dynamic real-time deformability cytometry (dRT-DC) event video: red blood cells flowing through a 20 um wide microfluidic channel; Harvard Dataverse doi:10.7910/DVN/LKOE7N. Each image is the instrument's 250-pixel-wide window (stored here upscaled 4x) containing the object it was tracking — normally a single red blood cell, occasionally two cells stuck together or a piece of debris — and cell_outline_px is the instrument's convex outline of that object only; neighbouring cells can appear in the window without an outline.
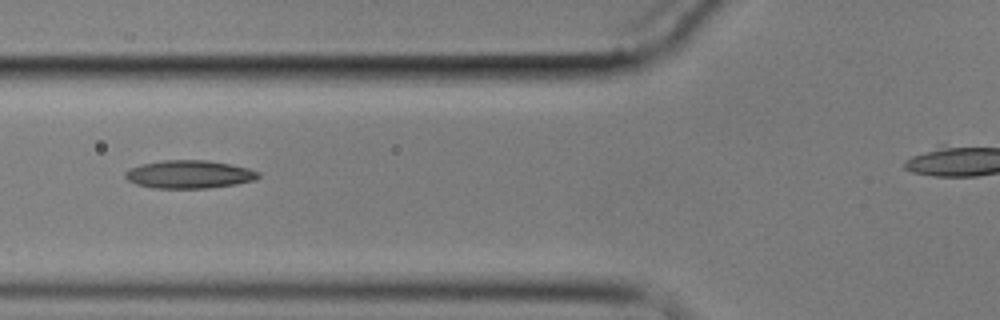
{"species": "common noctule bat (a hibernating species)", "species_latin": "Nyctalus noctula", "temperature_condition": "cold", "stored_images_in_passage": 7, "segment_of_instrument_passage": [1, 2], "camera_frame_rate_fps": 3000, "um_per_image_px": 0.085, "animal": {"sex": "male", "body_mass_g": 17.9}, "frame": {"image": 1, "passage_image": 6, "time_ms": 6.0, "image_size_px": [1000, 320], "cell_outline_px": [[260, 176], [256, 180], [236, 184], [208, 188], [152, 188], [136, 184], [128, 180], [124, 176], [124, 172], [128, 168], [160, 160], [208, 160], [248, 168], [260, 172]], "centroid_in_image_um": [16.07, 14.82], "position_along_channel_um": 109.7, "area_um2": 21.85}}